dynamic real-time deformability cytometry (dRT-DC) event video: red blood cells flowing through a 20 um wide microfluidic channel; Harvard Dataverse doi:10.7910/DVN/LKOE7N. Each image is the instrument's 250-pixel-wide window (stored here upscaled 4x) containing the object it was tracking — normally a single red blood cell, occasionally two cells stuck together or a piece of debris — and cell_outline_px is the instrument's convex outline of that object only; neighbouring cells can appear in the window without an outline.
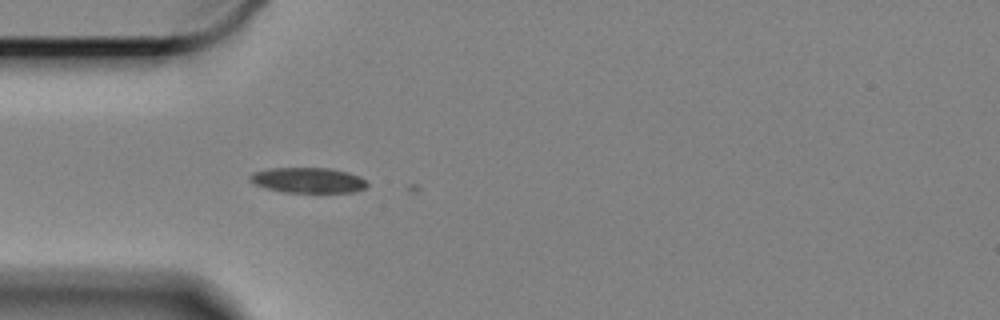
{"species": "Egyptian fruit bat (a non-hibernating species)", "species_latin": "Rousettus aegyptiacus", "temperature_condition": "cold", "stored_images_in_passage": 30, "camera_frame_rate_fps": 3000, "um_per_image_px": 0.085, "animal": {"sex": "female"}, "frame": {"image": 1, "passage_image": 1, "time_ms": 0.0, "image_size_px": [1000, 320], "cell_outline_px": [[368, 184], [364, 188], [352, 192], [284, 192], [264, 188], [248, 180], [248, 176], [252, 172], [272, 168], [332, 168], [348, 172], [360, 176]], "centroid_in_image_um": [26.15, 15.31], "position_along_channel_um": 58.8, "area_um2": 17.34}}
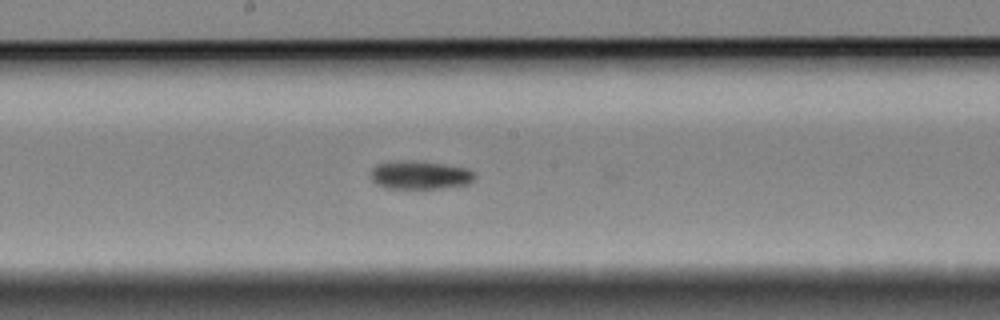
{"frame": {"image": 2, "passage_image": 15, "time_ms": 4.667, "image_size_px": [1000, 320], "cell_outline_px": [[476, 176], [468, 184], [440, 188], [384, 188], [376, 184], [372, 180], [368, 172], [376, 164], [392, 160], [412, 160], [444, 164], [468, 168], [476, 172]], "centroid_in_image_um": [35.65, 14.86], "position_along_channel_um": 212.5, "area_um2": 17.57}}
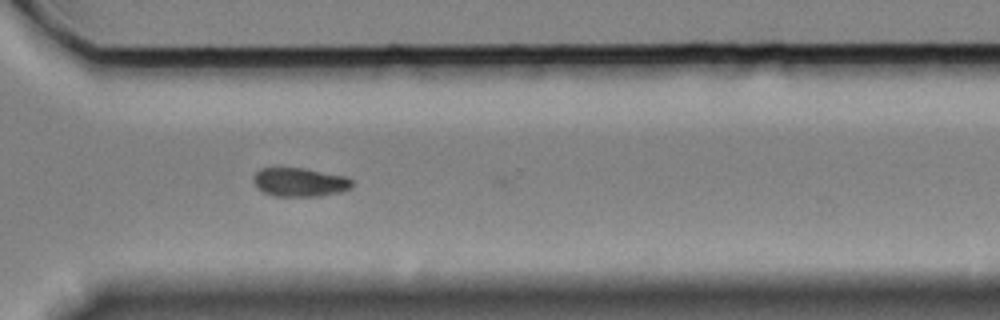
{"frame": {"image": 3, "passage_image": 27, "time_ms": 8.667, "image_size_px": [1000, 320], "cell_outline_px": [[352, 188], [344, 192], [320, 196], [272, 196], [256, 188], [252, 180], [252, 176], [260, 168], [304, 168], [348, 176], [352, 180]], "centroid_in_image_um": [25.49, 15.49], "position_along_channel_um": 345.1, "area_um2": 16.94}}